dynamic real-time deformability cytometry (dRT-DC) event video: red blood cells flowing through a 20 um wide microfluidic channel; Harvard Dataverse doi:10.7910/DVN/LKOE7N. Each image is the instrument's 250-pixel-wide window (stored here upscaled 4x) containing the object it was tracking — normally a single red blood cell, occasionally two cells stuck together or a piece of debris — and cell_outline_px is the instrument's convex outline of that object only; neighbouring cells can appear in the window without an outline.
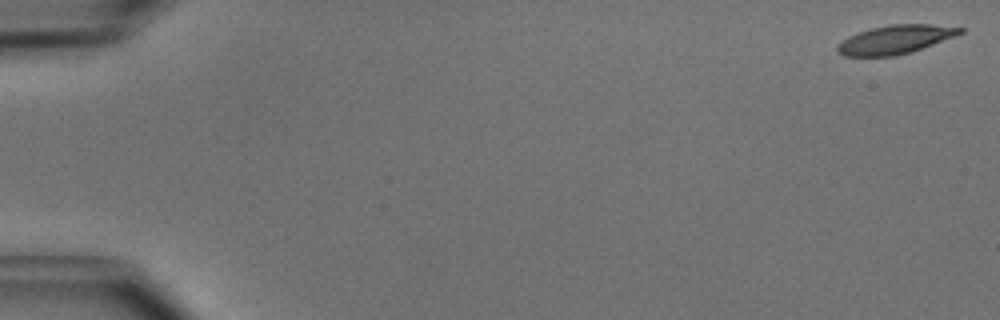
{"species": "common noctule bat (a hibernating species)", "species_latin": "Nyctalus noctula", "temperature_condition": "cold", "stored_images_in_passage": 51, "camera_frame_rate_fps": 3000, "um_per_image_px": 0.085, "animal": {"sex": "male", "body_mass_g": 15.6}, "frame": {"image": 1, "passage_image": 1, "time_ms": 0.0, "image_size_px": [1000, 320], "cell_outline_px": [[964, 32], [956, 36], [912, 52], [896, 56], [844, 56], [836, 52], [836, 44], [848, 36], [872, 28], [892, 24], [932, 24], [964, 28]], "centroid_in_image_um": [76.09, 3.37], "position_along_channel_um": 8.9, "area_um2": 20.63}}
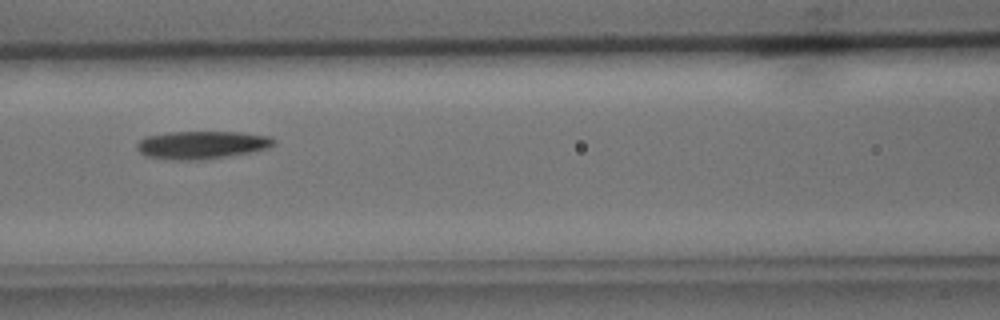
{"frame": {"image": 2, "passage_image": 23, "time_ms": 7.333, "image_size_px": [1000, 320], "cell_outline_px": [[276, 144], [268, 148], [252, 152], [204, 160], [172, 160], [144, 156], [136, 148], [136, 144], [144, 136], [168, 132], [240, 132], [272, 136], [276, 140]], "centroid_in_image_um": [17.16, 12.32], "position_along_channel_um": 149.4, "area_um2": 22.66}}
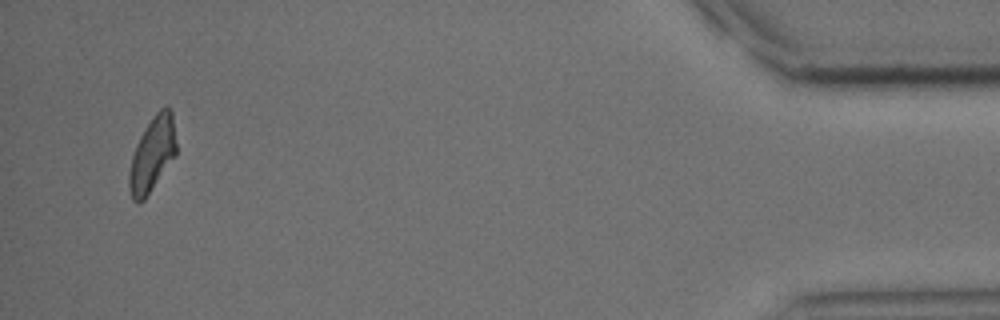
{"frame": {"image": 3, "passage_image": 49, "time_ms": 16.0, "image_size_px": [1000, 320], "cell_outline_px": [[176, 156], [144, 200], [140, 204], [136, 204], [132, 200], [128, 188], [128, 176], [132, 156], [136, 144], [144, 128], [152, 116], [160, 108], [168, 104], [172, 112], [176, 144]], "centroid_in_image_um": [12.93, 13.13], "position_along_channel_um": 422.3, "area_um2": 20.87}, "authors_computed_cell_mechanics": {"area_um2": 21.5016, "velocity_mm_per_s": 3.9814, "shape_relaxation_time_tau1_ms": 5.0411, "shape_relaxation_time_tau2_ms": 7.7353, "deformation_change_tau1": 0.1573, "deformation_change_tau2": 0.1821}}